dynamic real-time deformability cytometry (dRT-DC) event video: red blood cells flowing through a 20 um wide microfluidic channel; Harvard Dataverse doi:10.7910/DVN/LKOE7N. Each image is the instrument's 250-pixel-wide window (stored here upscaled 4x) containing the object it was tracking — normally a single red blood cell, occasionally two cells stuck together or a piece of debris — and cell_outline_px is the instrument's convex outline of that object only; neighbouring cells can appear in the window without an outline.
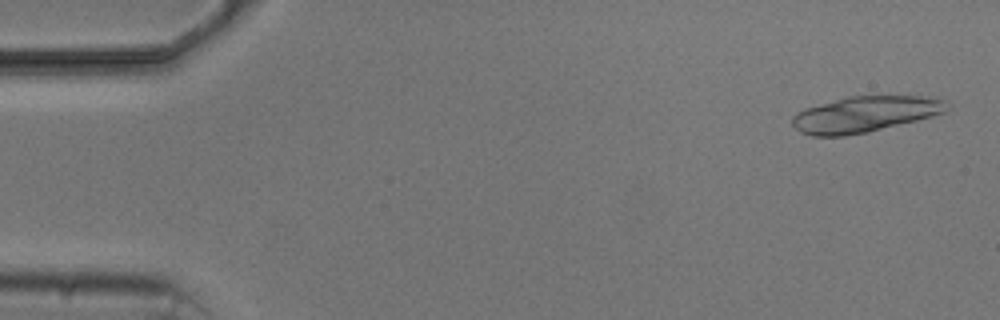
{"species": "common noctule bat (a hibernating species)", "species_latin": "Nyctalus noctula", "temperature_condition": "cold", "stored_images_in_passage": 5, "camera_frame_rate_fps": 3000, "um_per_image_px": 0.085, "animal": {"sex": "male", "body_mass_g": 20.5, "forearm_length_mm": 52.5}, "frame": {"image": 1, "passage_image": 1, "time_ms": 0.0, "image_size_px": [1000, 320], "cell_outline_px": [[948, 112], [868, 132], [844, 136], [812, 136], [800, 132], [792, 124], [792, 116], [796, 112], [804, 108], [848, 96], [936, 96], [948, 100]], "centroid_in_image_um": [73.55, 9.7], "position_along_channel_um": 11.5, "area_um2": 32.6}}